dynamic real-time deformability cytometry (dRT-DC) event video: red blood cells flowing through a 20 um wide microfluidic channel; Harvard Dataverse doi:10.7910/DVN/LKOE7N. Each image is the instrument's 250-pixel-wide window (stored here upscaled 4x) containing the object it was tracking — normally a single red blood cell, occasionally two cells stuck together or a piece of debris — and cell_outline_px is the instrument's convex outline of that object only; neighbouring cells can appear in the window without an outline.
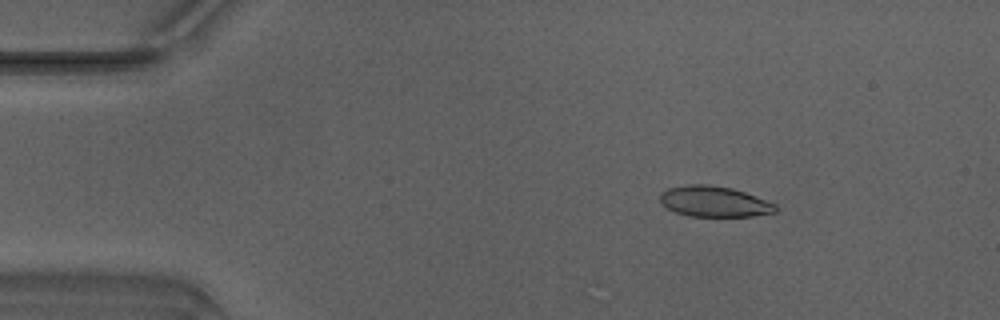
{"species": "Egyptian fruit bat (a non-hibernating species)", "species_latin": "Rousettus aegyptiacus", "temperature_condition": "warm", "stored_images_in_passage": 50, "camera_frame_rate_fps": 3000, "um_per_image_px": 0.085, "animal": {"sex": "male"}, "frame": {"image": 1, "passage_image": 8, "time_ms": 2.333, "image_size_px": [1000, 320], "cell_outline_px": [[776, 212], [752, 216], [688, 216], [676, 212], [660, 204], [660, 192], [668, 188], [688, 184], [708, 184], [732, 188], [744, 192], [776, 204]], "centroid_in_image_um": [60.67, 17.12], "position_along_channel_um": 24.3, "area_um2": 20.63}}
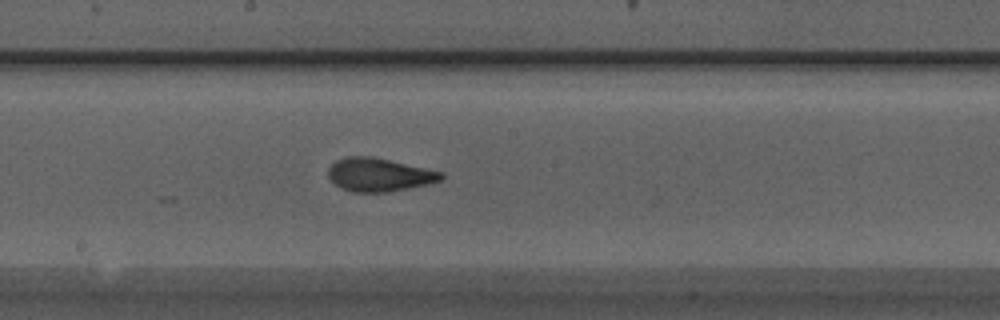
{"frame": {"image": 2, "passage_image": 27, "time_ms": 8.667, "image_size_px": [1000, 320], "cell_outline_px": [[444, 176], [440, 180], [428, 184], [408, 188], [384, 192], [352, 192], [336, 184], [328, 176], [328, 168], [336, 160], [344, 156], [372, 156], [444, 172]], "centroid_in_image_um": [32.22, 14.83], "position_along_channel_um": 216.0, "area_um2": 21.79}}
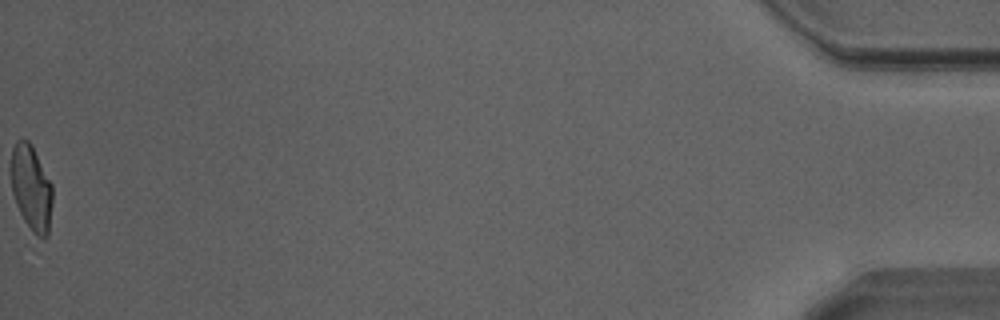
{"frame": {"image": 3, "passage_image": 50, "time_ms": 16.333, "image_size_px": [1000, 320], "cell_outline_px": [[52, 204], [48, 236], [36, 236], [32, 232], [24, 220], [16, 204], [12, 192], [12, 148], [16, 140], [28, 140], [32, 144], [52, 184]], "centroid_in_image_um": [2.67, 15.97], "position_along_channel_um": 432.5, "area_um2": 20.52}, "authors_computed_cell_mechanics": {"area_um2": 21.3282, "velocity_mm_per_s": 4.1997, "shape_relaxation_time_tau1_ms": 4.7467, "shape_relaxation_time_tau2_ms": 1.0668, "deformation_change_tau1": 0.1781, "deformation_change_tau2": 0.0843}}